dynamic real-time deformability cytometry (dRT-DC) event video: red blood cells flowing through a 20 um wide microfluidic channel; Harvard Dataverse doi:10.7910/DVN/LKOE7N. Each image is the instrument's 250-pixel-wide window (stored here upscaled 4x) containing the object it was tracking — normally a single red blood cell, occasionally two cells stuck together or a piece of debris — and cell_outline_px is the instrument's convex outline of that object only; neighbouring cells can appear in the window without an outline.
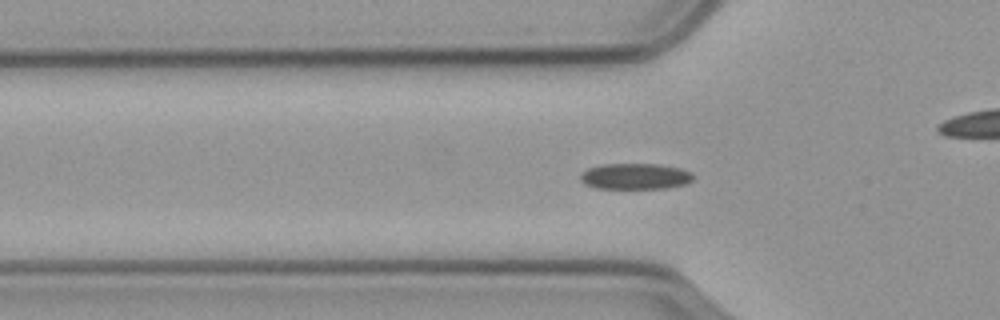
{"species": "common noctule bat (a hibernating species)", "species_latin": "Nyctalus noctula", "temperature_condition": "cold", "stored_images_in_passage": 58, "camera_frame_rate_fps": 3000, "um_per_image_px": 0.085, "animal": {"sex": "male", "body_mass_g": 23.1, "forearm_length_mm": 52.7}, "frame": {"image": 1, "passage_image": 18, "time_ms": 5.667, "image_size_px": [1000, 320], "cell_outline_px": [[692, 180], [688, 184], [668, 188], [596, 188], [584, 184], [580, 180], [580, 176], [588, 168], [604, 164], [656, 164], [680, 168], [692, 172]], "centroid_in_image_um": [54.01, 14.99], "position_along_channel_um": 71.8, "area_um2": 17.05}}
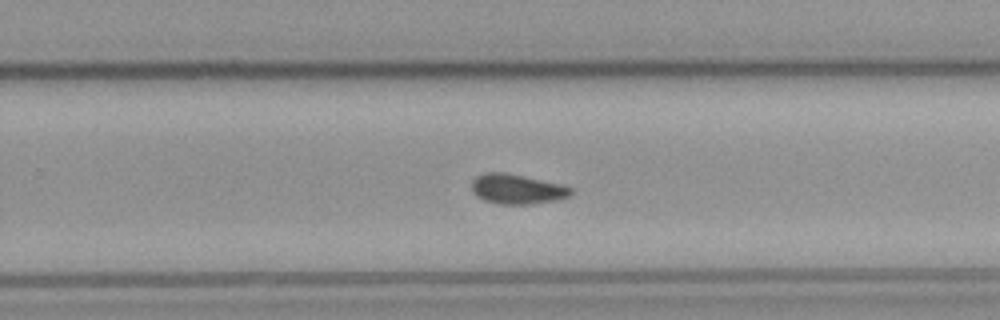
{"frame": {"image": 2, "passage_image": 36, "time_ms": 11.667, "image_size_px": [1000, 320], "cell_outline_px": [[572, 192], [564, 200], [532, 204], [500, 204], [484, 200], [476, 196], [472, 192], [472, 180], [476, 176], [484, 172], [504, 172], [524, 176], [560, 184], [572, 188]], "centroid_in_image_um": [43.95, 16.08], "position_along_channel_um": 285.9, "area_um2": 17.46}}
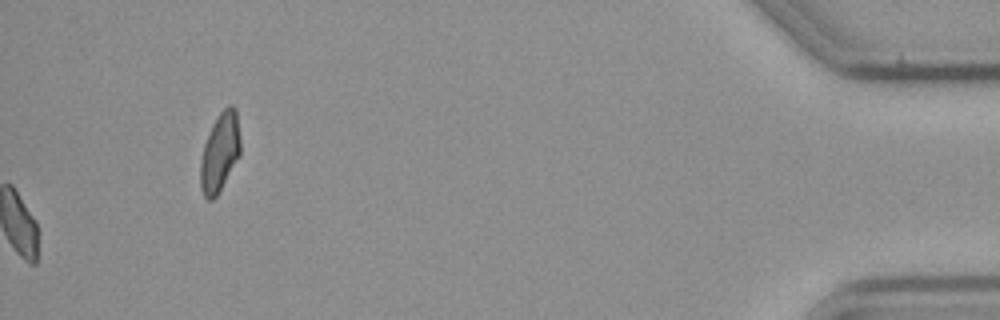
{"frame": {"image": 3, "passage_image": 58, "time_ms": 19.0, "image_size_px": [1000, 320], "cell_outline_px": [[240, 152], [216, 196], [212, 200], [208, 200], [204, 196], [200, 188], [200, 160], [204, 144], [212, 124], [220, 112], [228, 104], [232, 104], [236, 108], [240, 140]], "centroid_in_image_um": [18.66, 12.9], "position_along_channel_um": 416.5, "area_um2": 18.09}, "authors_computed_cell_mechanics": {"area_um2": 16.8776, "velocity_mm_per_s": 3.55, "shape_relaxation_time_tau1_ms": null, "shape_relaxation_time_tau2_ms": 7.2806, "deformation_change_tau1": null, "deformation_change_tau2": 0.0973}}